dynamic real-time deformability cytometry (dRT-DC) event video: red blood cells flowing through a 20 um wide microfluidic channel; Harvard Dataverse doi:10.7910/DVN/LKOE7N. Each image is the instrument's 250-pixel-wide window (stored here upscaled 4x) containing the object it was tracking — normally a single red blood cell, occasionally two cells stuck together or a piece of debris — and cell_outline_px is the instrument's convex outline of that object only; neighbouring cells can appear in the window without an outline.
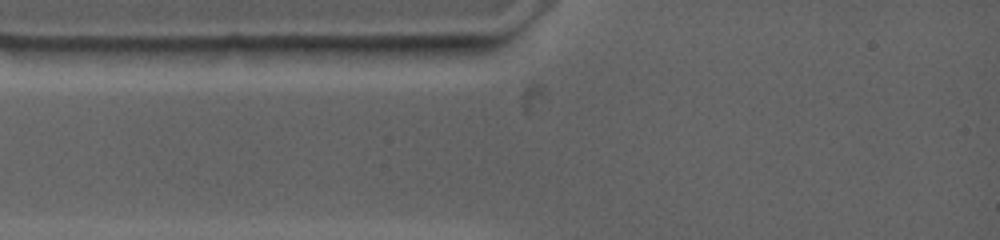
{"species": "common noctule bat (a hibernating species)", "species_latin": "Nyctalus noctula", "temperature_condition": "warm", "stored_images_in_passage": 1, "camera_frame_rate_fps": 4500, "um_per_image_px": 0.085, "animal": {"sex": "female", "body_mass_g": 19.0, "forearm_length_mm": 53.3}, "frame": {"image": 1, "passage_image": 1, "time_ms": 0.0, "image_size_px": [1000, 240], "cell_outline_px": [[492, 44], [488, 52], [360, 64], [336, 48], [380, 44]], "centroid_in_image_um": [34.77, 4.38], "position_along_channel_um": 50.2, "area_um2": 14.51}}